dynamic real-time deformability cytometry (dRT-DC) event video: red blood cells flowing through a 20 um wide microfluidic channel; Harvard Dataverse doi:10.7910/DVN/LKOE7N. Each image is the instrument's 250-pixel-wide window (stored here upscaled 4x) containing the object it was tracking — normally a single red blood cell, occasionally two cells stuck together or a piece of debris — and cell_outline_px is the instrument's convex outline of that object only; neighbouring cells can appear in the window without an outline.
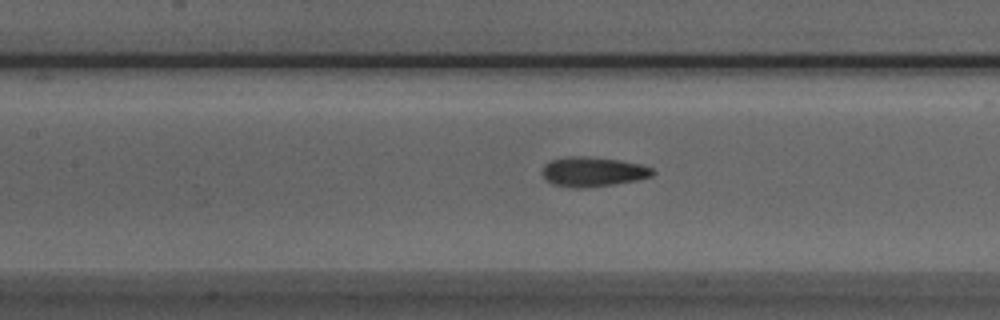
{"species": "Egyptian fruit bat (a non-hibernating species)", "species_latin": "Rousettus aegyptiacus", "temperature_condition": "room temperature", "stored_images_in_passage": 34, "camera_frame_rate_fps": 3000, "um_per_image_px": 0.085, "animal": {"sex": "male"}, "frame": {"image": 1, "passage_image": 13, "time_ms": 4.0, "image_size_px": [1000, 320], "cell_outline_px": [[656, 172], [652, 176], [636, 180], [612, 184], [580, 188], [576, 188], [552, 184], [544, 176], [544, 164], [552, 160], [568, 156], [584, 156], [620, 160], [640, 164], [652, 168]], "centroid_in_image_um": [50.42, 14.59], "position_along_channel_um": 157.0, "area_um2": 18.79}}
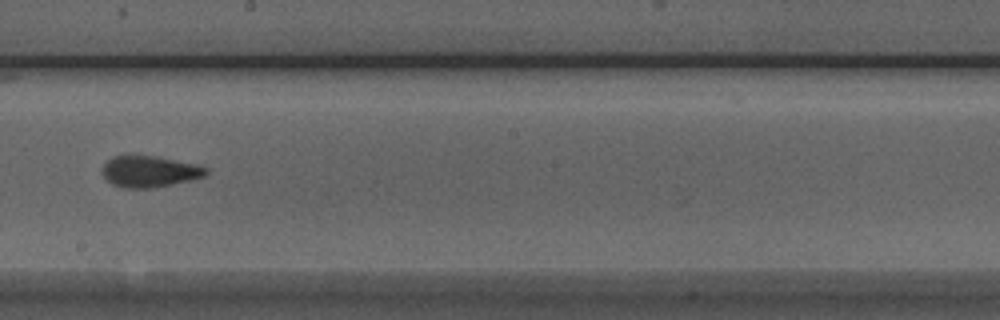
{"frame": {"image": 2, "passage_image": 19, "time_ms": 6.0, "image_size_px": [1000, 320], "cell_outline_px": [[208, 172], [204, 176], [192, 180], [152, 188], [124, 188], [112, 184], [100, 172], [104, 164], [112, 156], [156, 156], [196, 164], [208, 168]], "centroid_in_image_um": [12.71, 14.58], "position_along_channel_um": 235.5, "area_um2": 18.9}}
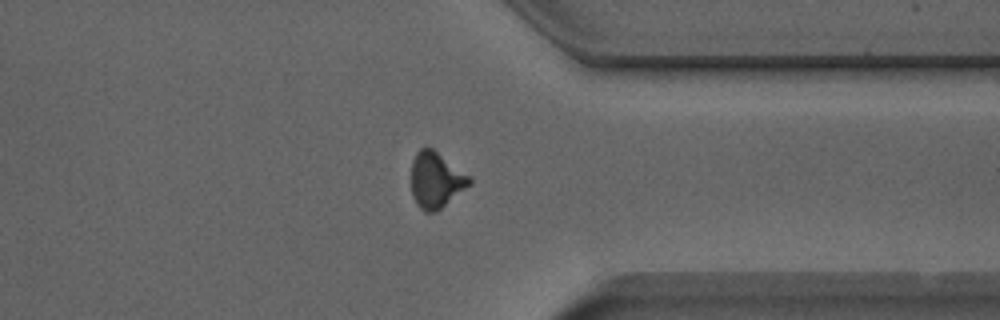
{"frame": {"image": 3, "passage_image": 30, "time_ms": 9.667, "image_size_px": [1000, 320], "cell_outline_px": [[472, 184], [436, 212], [424, 212], [416, 204], [412, 196], [412, 160], [416, 152], [420, 148], [432, 148], [472, 176]], "centroid_in_image_um": [37.08, 15.31], "position_along_channel_um": 374.3, "area_um2": 19.19}, "authors_computed_cell_mechanics": {"area_um2": 18.8717, "velocity_mm_per_s": 3.9438, "shape_relaxation_time_tau1_ms": 3.3855, "shape_relaxation_time_tau2_ms": 1.94, "deformation_change_tau1": 0.1077, "deformation_change_tau2": 0.0951}}